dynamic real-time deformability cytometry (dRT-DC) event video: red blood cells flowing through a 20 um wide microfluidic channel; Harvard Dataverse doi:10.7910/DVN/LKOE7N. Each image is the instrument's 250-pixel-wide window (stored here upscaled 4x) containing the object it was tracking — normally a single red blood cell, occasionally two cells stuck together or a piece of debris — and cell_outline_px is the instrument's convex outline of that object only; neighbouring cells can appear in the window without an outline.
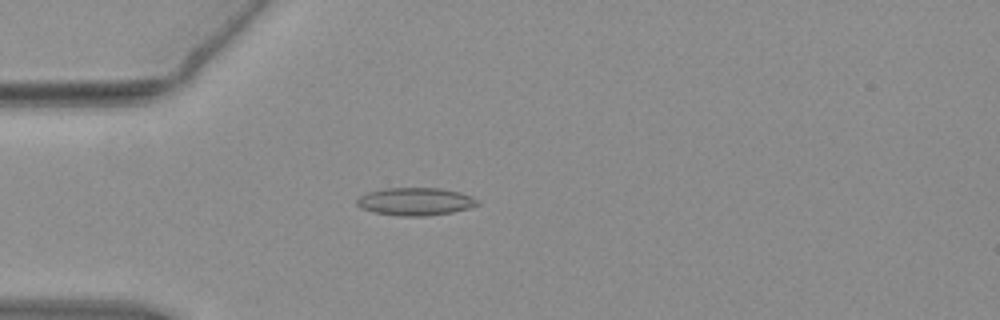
{"species": "common noctule bat (a hibernating species)", "species_latin": "Nyctalus noctula", "temperature_condition": "warm", "stored_images_in_passage": 54, "camera_frame_rate_fps": 3000, "um_per_image_px": 0.085, "animal": {"sex": "female", "body_mass_g": 19.3, "forearm_length_mm": 54.1}, "frame": {"image": 1, "passage_image": 15, "time_ms": 4.667, "image_size_px": [1000, 320], "cell_outline_px": [[480, 204], [468, 208], [452, 212], [424, 216], [400, 216], [372, 212], [360, 208], [356, 204], [356, 200], [360, 196], [368, 192], [384, 188], [440, 188], [460, 192], [472, 196]], "centroid_in_image_um": [35.28, 17.13], "position_along_channel_um": 49.7, "area_um2": 19.54}}
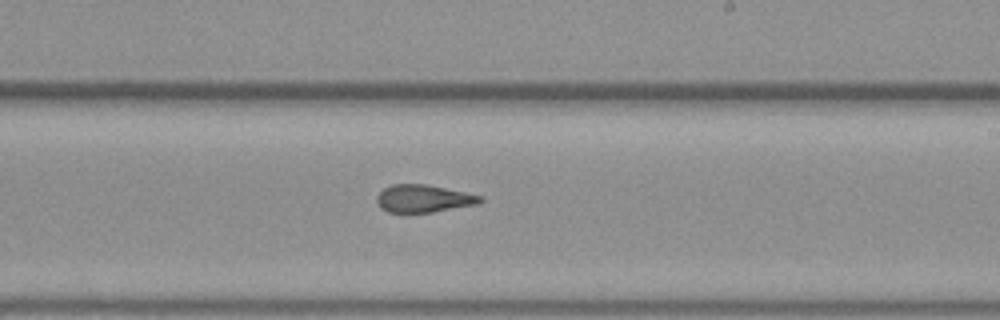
{"frame": {"image": 2, "passage_image": 32, "time_ms": 10.333, "image_size_px": [1000, 320], "cell_outline_px": [[484, 200], [480, 204], [432, 212], [388, 212], [380, 208], [376, 204], [376, 196], [384, 188], [392, 184], [428, 184], [484, 196]], "centroid_in_image_um": [36.02, 16.87], "position_along_channel_um": 253.0, "area_um2": 16.88}}
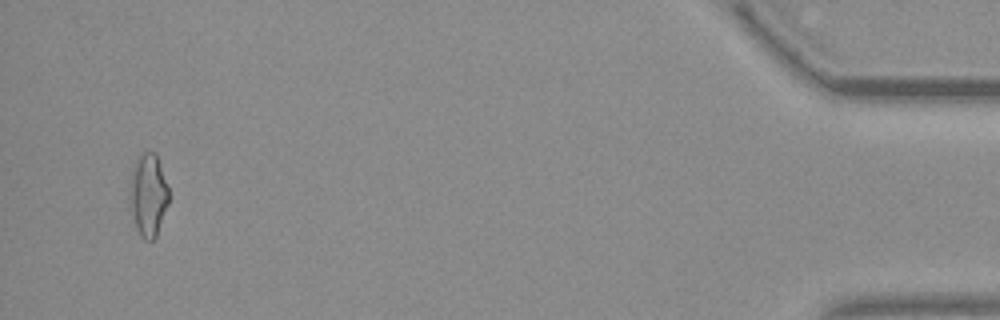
{"frame": {"image": 3, "passage_image": 52, "time_ms": 17.0, "image_size_px": [1000, 320], "cell_outline_px": [[168, 204], [156, 236], [152, 240], [144, 240], [140, 236], [136, 228], [128, 208], [128, 184], [132, 168], [140, 152], [156, 152], [168, 188]], "centroid_in_image_um": [12.54, 16.57], "position_along_channel_um": 422.7, "area_um2": 19.36}, "authors_computed_cell_mechanics": {"area_um2": 17.3689, "velocity_mm_per_s": 3.8149, "shape_relaxation_time_tau1_ms": null, "shape_relaxation_time_tau2_ms": 2.4242, "deformation_change_tau1": null, "deformation_change_tau2": 0.1147}}